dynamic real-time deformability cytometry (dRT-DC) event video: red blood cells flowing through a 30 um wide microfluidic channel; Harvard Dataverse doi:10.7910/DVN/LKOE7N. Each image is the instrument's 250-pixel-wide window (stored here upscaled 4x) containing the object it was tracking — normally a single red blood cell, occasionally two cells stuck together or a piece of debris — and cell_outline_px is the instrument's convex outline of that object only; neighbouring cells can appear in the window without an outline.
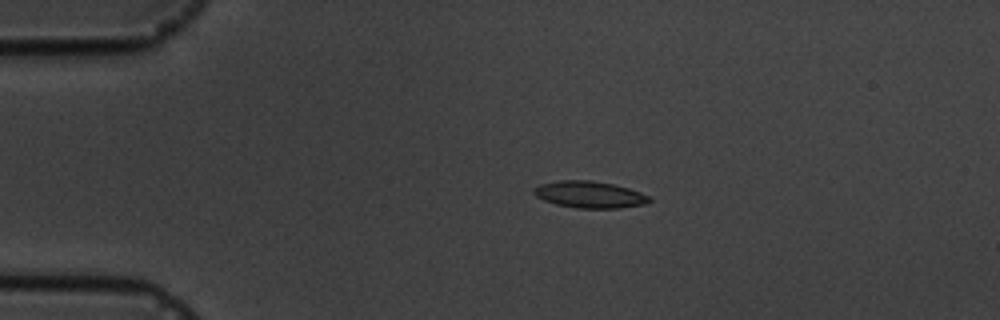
{"species": "common noctule bat (a hibernating species)", "species_latin": "Nyctalus noctula", "temperature_condition": "cold", "stored_images_in_passage": 5, "camera_frame_rate_fps": 3000, "um_per_image_px": 0.085, "animal": {"sex": "male", "body_mass_g": 19.5, "forearm_length_mm": 54.6}, "frame": {"image": 1, "passage_image": 3, "time_ms": 2.333, "image_size_px": [1000, 320], "cell_outline_px": [[652, 200], [648, 204], [620, 208], [576, 208], [556, 204], [544, 200], [536, 196], [532, 192], [532, 188], [540, 184], [556, 180], [592, 180], [612, 184], [628, 188], [640, 192], [648, 196]], "centroid_in_image_um": [50.1, 16.53], "position_along_channel_um": 34.9, "area_um2": 18.15}}
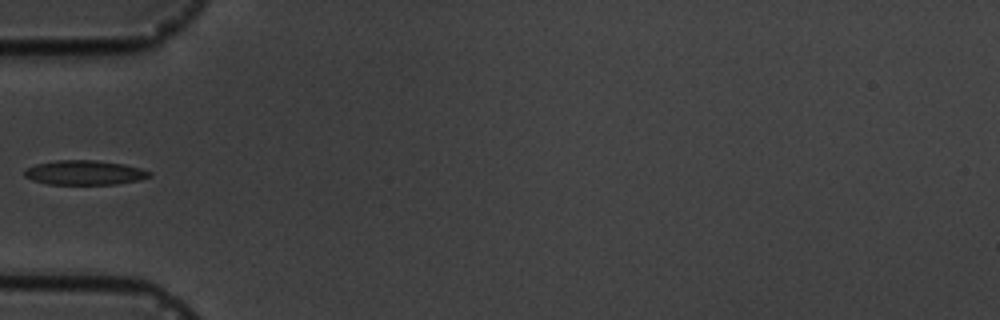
{"frame": {"image": 2, "passage_image": 5, "time_ms": 4.667, "image_size_px": [1000, 320], "cell_outline_px": [[152, 176], [140, 180], [116, 184], [48, 184], [32, 180], [24, 176], [24, 168], [36, 164], [56, 160], [96, 160], [124, 164], [140, 168], [152, 172]], "centroid_in_image_um": [7.19, 14.67], "position_along_channel_um": 77.8, "area_um2": 17.98}}